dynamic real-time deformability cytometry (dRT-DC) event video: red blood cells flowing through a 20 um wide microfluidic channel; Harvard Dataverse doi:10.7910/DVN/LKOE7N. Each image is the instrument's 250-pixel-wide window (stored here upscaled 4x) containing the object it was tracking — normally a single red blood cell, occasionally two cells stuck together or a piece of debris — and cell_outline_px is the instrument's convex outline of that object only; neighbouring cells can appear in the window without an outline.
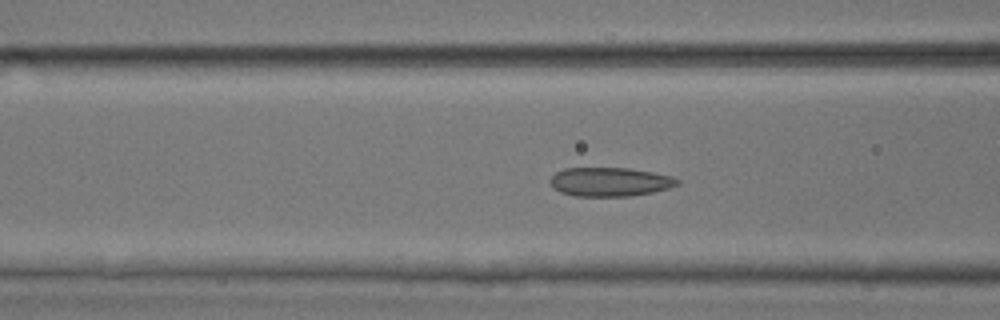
{"species": "common noctule bat (a hibernating species)", "species_latin": "Nyctalus noctula", "temperature_condition": "room temperature", "stored_images_in_passage": 50, "camera_frame_rate_fps": 3000, "um_per_image_px": 0.085, "animal": {"sex": "male", "body_mass_g": 17.9, "forearm_length_mm": 54.2}, "frame": {"image": 1, "passage_image": 19, "time_ms": 6.0, "image_size_px": [1000, 320], "cell_outline_px": [[680, 184], [668, 188], [652, 192], [628, 196], [576, 196], [560, 192], [552, 188], [548, 180], [556, 172], [564, 168], [628, 168], [652, 172], [672, 176], [680, 180]], "centroid_in_image_um": [51.81, 15.45], "position_along_channel_um": 114.8, "area_um2": 21.5}}
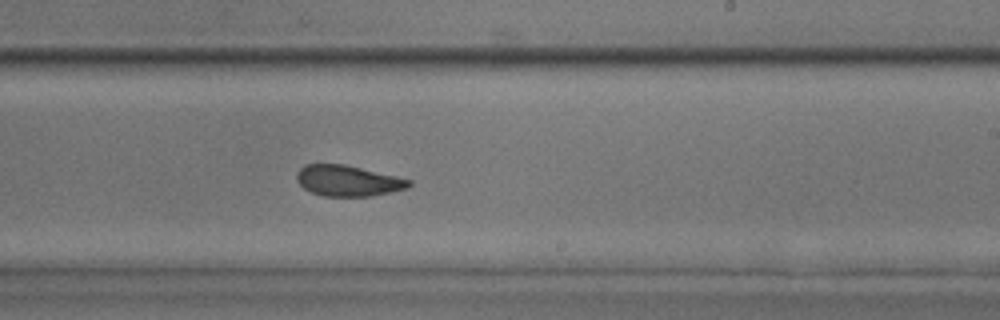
{"frame": {"image": 2, "passage_image": 30, "time_ms": 9.667, "image_size_px": [1000, 320], "cell_outline_px": [[412, 184], [408, 188], [372, 196], [324, 196], [312, 192], [304, 188], [296, 180], [296, 172], [304, 164], [344, 164], [396, 176], [412, 180]], "centroid_in_image_um": [29.57, 15.36], "position_along_channel_um": 259.4, "area_um2": 20.17}}
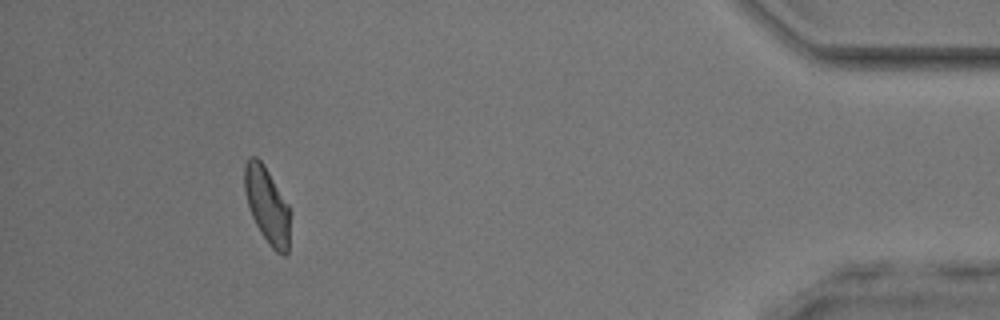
{"frame": {"image": 3, "passage_image": 46, "time_ms": 15.0, "image_size_px": [1000, 320], "cell_outline_px": [[288, 252], [284, 256], [276, 252], [268, 244], [260, 232], [252, 216], [248, 204], [244, 188], [244, 164], [248, 156], [256, 156], [264, 164], [288, 204]], "centroid_in_image_um": [22.67, 17.41], "position_along_channel_um": 412.5, "area_um2": 20.0}, "authors_computed_cell_mechanics": {"area_um2": 20.8658, "velocity_mm_per_s": 3.9653, "shape_relaxation_time_tau1_ms": 8.005, "shape_relaxation_time_tau2_ms": 1.4165, "deformation_change_tau1": 0.1492, "deformation_change_tau2": 0.0882}}